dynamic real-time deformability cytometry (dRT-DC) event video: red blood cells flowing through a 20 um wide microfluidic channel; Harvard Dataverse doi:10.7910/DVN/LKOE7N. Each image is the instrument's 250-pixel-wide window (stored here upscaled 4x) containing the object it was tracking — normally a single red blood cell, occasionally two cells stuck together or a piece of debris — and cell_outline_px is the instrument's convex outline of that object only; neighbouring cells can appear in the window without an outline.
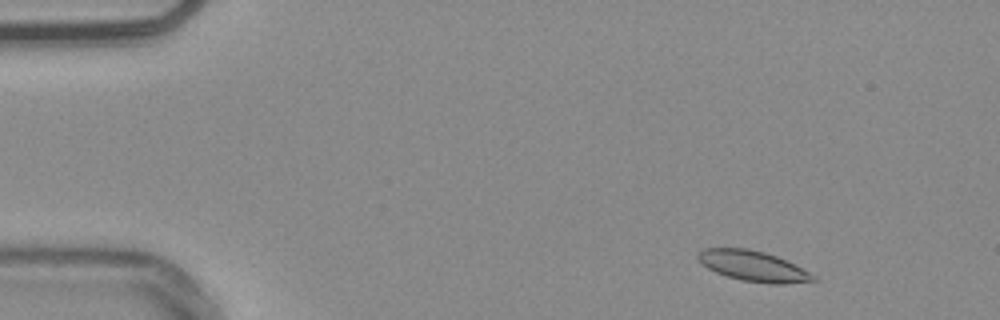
{"species": "common noctule bat (a hibernating species)", "species_latin": "Nyctalus noctula", "temperature_condition": "warm", "stored_images_in_passage": 53, "segment_of_instrument_passage": [1, 2], "camera_frame_rate_fps": 3000, "um_per_image_px": 0.085, "animal": {"sex": "male", "body_mass_g": 20.4}, "frame": {"image": 1, "passage_image": 4, "time_ms": 1.0, "image_size_px": [1000, 320], "cell_outline_px": [[820, 280], [784, 284], [768, 284], [740, 280], [716, 272], [708, 268], [696, 256], [704, 248], [748, 248], [764, 252], [776, 256], [816, 276]], "centroid_in_image_um": [64.03, 22.63], "position_along_channel_um": 21.0, "area_um2": 20.17}}
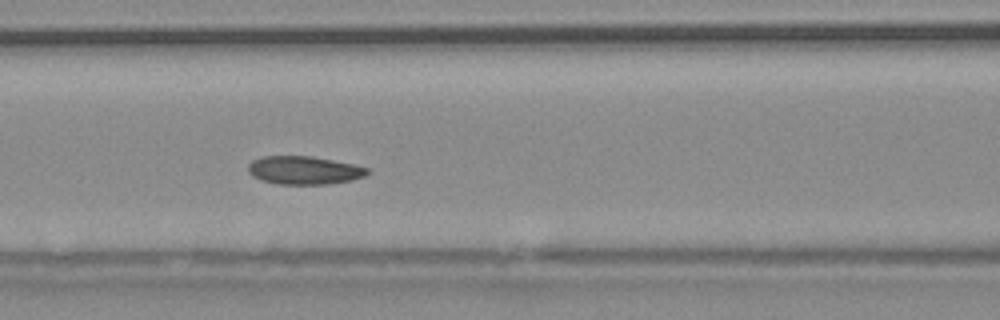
{"frame": {"image": 2, "passage_image": 21, "time_ms": 6.667, "image_size_px": [1000, 320], "cell_outline_px": [[372, 172], [364, 176], [352, 180], [324, 184], [276, 184], [260, 180], [252, 176], [248, 172], [248, 164], [252, 160], [260, 156], [312, 156], [356, 164], [368, 168]], "centroid_in_image_um": [25.84, 14.46], "position_along_channel_um": 140.8, "area_um2": 19.88}}
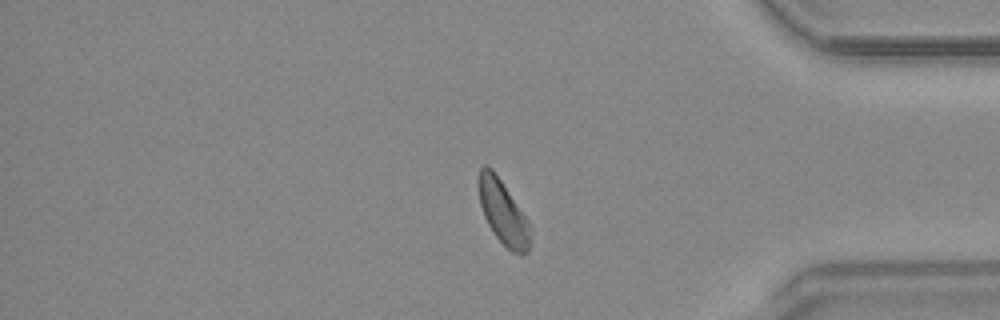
{"frame": {"image": 3, "passage_image": 43, "time_ms": 14.0, "image_size_px": [1000, 320], "cell_outline_px": [[532, 228], [528, 252], [524, 256], [520, 256], [512, 252], [496, 236], [488, 224], [484, 216], [480, 204], [480, 168], [484, 164], [488, 164], [492, 168], [528, 220]], "centroid_in_image_um": [42.81, 18.11], "position_along_channel_um": 392.4, "area_um2": 19.02}}